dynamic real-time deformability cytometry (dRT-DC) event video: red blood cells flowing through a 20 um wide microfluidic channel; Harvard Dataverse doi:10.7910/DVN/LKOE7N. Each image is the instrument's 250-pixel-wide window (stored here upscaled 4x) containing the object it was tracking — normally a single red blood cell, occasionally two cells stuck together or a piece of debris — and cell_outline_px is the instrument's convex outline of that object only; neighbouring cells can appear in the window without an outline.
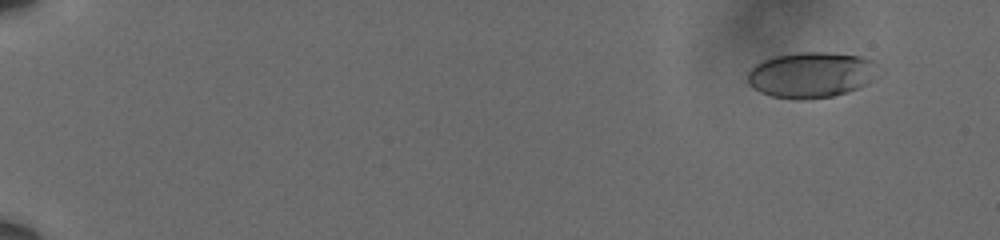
{"species": "human", "species_latin": "Homo sapiens", "temperature_condition": "cold", "stored_images_in_passage": 57, "camera_frame_rate_fps": 3000, "um_per_image_px": 0.085, "donor": {"sex": "male"}, "frame": {"image": 1, "passage_image": 2, "time_ms": 0.333, "image_size_px": [1000, 240], "cell_outline_px": [[884, 72], [876, 80], [868, 84], [848, 92], [832, 96], [804, 100], [796, 100], [772, 96], [760, 92], [748, 84], [748, 72], [756, 64], [772, 56], [796, 52], [828, 52], [860, 56], [872, 60], [884, 68]], "centroid_in_image_um": [69.07, 6.36], "position_along_channel_um": 15.9, "area_um2": 35.78}}
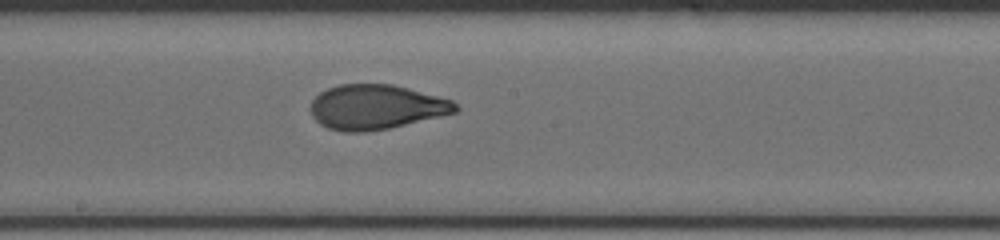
{"frame": {"image": 2, "passage_image": 33, "time_ms": 10.667, "image_size_px": [1000, 240], "cell_outline_px": [[460, 108], [456, 112], [440, 116], [388, 128], [364, 132], [344, 132], [328, 128], [320, 124], [312, 116], [308, 108], [312, 100], [320, 92], [328, 88], [340, 84], [392, 84], [408, 88], [452, 100]], "centroid_in_image_um": [31.93, 9.09], "position_along_channel_um": 216.3, "area_um2": 37.69}}
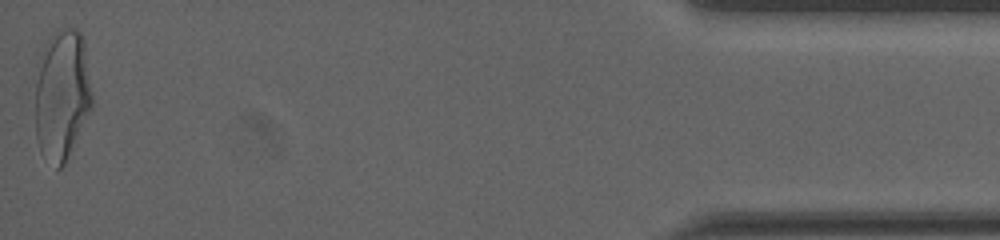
{"frame": {"image": 3, "passage_image": 57, "time_ms": 18.667, "image_size_px": [1000, 240], "cell_outline_px": [[92, 108], [64, 164], [60, 168], [56, 168], [36, 136], [36, 64], [48, 36], [56, 28], [76, 28], [80, 32], [84, 40], [92, 92]], "centroid_in_image_um": [5.28, 7.91], "position_along_channel_um": 429.9, "area_um2": 43.18}, "authors_computed_cell_mechanics": {"area_um2": 37.1654, "velocity_mm_per_s": 3.6071, "shape_relaxation_time_tau1_ms": 5.2244, "shape_relaxation_time_tau2_ms": 0.9581, "deformation_change_tau1": 0.1822, "deformation_change_tau2": 0.0684}}